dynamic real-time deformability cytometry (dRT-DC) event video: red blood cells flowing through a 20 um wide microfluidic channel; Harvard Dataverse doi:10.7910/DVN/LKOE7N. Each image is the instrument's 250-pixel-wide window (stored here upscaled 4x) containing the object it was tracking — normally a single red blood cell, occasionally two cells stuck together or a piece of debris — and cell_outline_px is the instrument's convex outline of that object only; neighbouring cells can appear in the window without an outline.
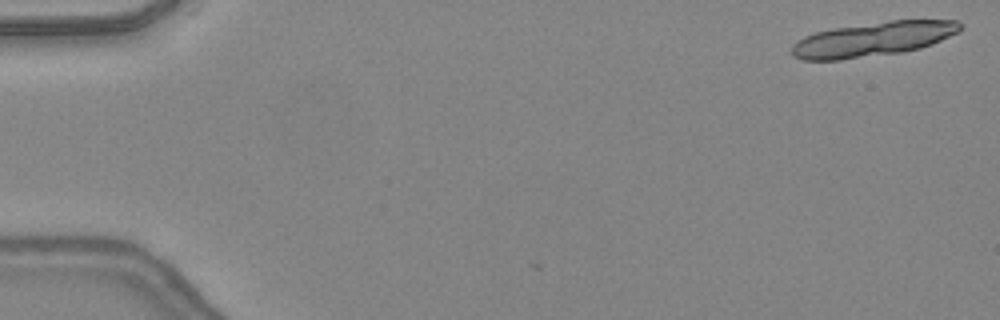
{"species": "common noctule bat (a hibernating species)", "species_latin": "Nyctalus noctula", "temperature_condition": "warm", "stored_images_in_passage": 4, "camera_frame_rate_fps": 3000, "um_per_image_px": 0.085, "animal": {"sex": "female", "body_mass_g": 24.6, "forearm_length_mm": 56.2}, "frame": {"image": 1, "passage_image": 1, "time_ms": 0.0, "image_size_px": [1000, 320], "cell_outline_px": [[964, 28], [932, 44], [920, 48], [900, 52], [840, 60], [804, 60], [792, 56], [792, 44], [796, 40], [804, 36], [816, 32], [836, 28], [888, 20], [956, 20], [964, 24]], "centroid_in_image_um": [74.19, 3.32], "position_along_channel_um": 10.8, "area_um2": 33.64}}